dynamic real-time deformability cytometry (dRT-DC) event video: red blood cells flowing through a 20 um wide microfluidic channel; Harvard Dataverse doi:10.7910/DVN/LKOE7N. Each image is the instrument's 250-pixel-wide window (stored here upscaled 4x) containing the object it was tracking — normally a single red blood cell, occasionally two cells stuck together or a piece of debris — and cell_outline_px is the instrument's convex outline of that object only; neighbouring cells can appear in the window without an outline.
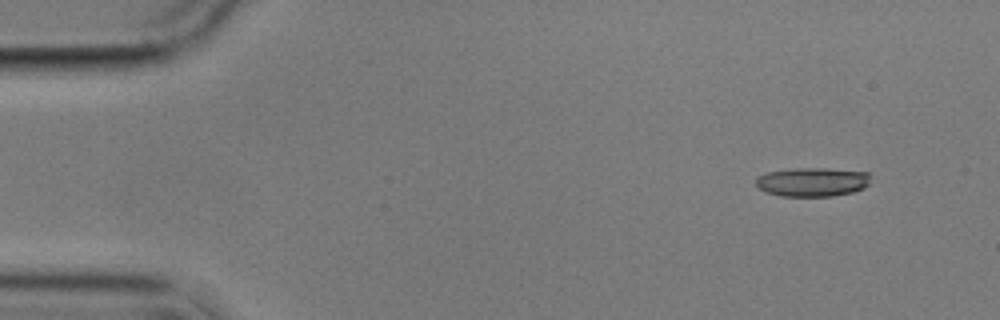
{"species": "common noctule bat (a hibernating species)", "species_latin": "Nyctalus noctula", "temperature_condition": "cold", "stored_images_in_passage": 4, "segment_of_instrument_passage": [1, 2], "camera_frame_rate_fps": 3000, "um_per_image_px": 0.085, "animal": {"sex": "male", "body_mass_g": 17.9}, "frame": {"image": 1, "passage_image": 1, "time_ms": 0.0, "image_size_px": [1000, 320], "cell_outline_px": [[868, 184], [864, 188], [852, 192], [832, 196], [780, 196], [768, 192], [760, 188], [756, 184], [756, 176], [768, 172], [796, 168], [824, 168], [868, 172]], "centroid_in_image_um": [69.04, 15.46], "position_along_channel_um": 16.0, "area_um2": 19.19}}